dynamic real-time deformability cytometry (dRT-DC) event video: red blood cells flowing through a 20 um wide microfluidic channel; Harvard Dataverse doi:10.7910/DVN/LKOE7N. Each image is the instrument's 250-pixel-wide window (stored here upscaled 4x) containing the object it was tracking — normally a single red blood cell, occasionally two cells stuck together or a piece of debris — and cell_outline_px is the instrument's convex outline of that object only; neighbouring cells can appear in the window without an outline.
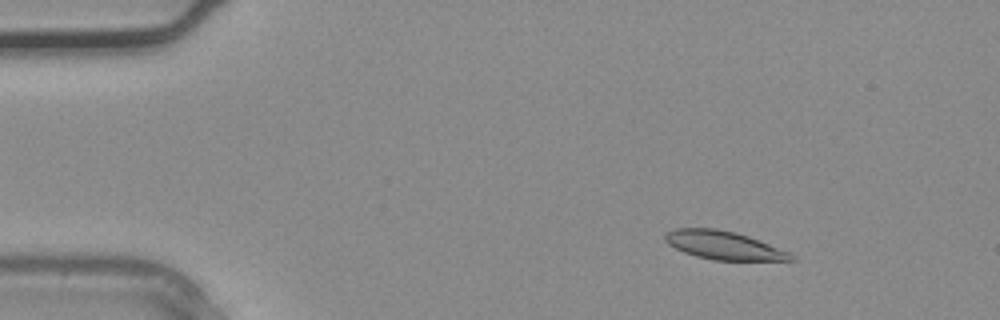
{"species": "common noctule bat (a hibernating species)", "species_latin": "Nyctalus noctula", "temperature_condition": "warm", "stored_images_in_passage": 4, "camera_frame_rate_fps": 3000, "um_per_image_px": 0.085, "animal": {"sex": "male", "body_mass_g": 20.4}, "frame": {"image": 1, "passage_image": 2, "time_ms": 0.333, "image_size_px": [1000, 320], "cell_outline_px": [[796, 260], [712, 260], [696, 256], [684, 252], [668, 244], [664, 240], [664, 232], [672, 228], [716, 228], [736, 232], [748, 236], [788, 252]], "centroid_in_image_um": [61.42, 20.83], "position_along_channel_um": 23.6, "area_um2": 20.69}}